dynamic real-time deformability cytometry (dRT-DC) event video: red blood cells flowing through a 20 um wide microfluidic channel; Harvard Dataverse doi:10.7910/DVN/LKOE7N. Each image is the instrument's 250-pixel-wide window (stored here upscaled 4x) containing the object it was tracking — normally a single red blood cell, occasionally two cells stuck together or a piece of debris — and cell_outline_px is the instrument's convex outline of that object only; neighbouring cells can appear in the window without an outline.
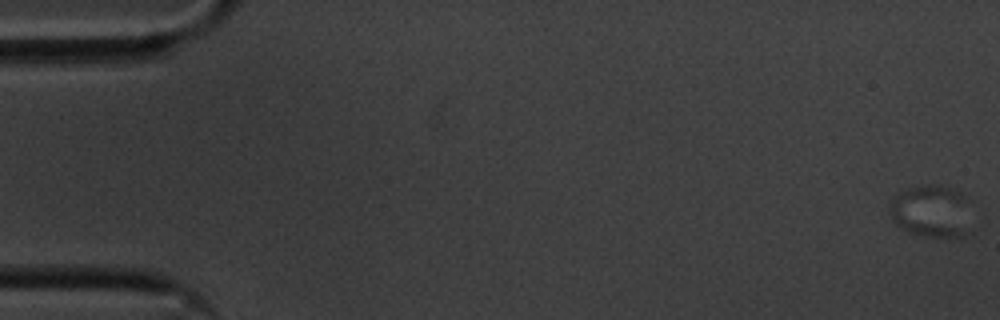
{"species": "common noctule bat (a hibernating species)", "species_latin": "Nyctalus noctula", "temperature_condition": "cold", "stored_images_in_passage": 56, "segment_of_instrument_passage": [1, 2], "camera_frame_rate_fps": 3000, "um_per_image_px": 0.085, "animal": {"sex": "male", "body_mass_g": 20.1, "forearm_length_mm": 53.5}, "frame": {"image": 1, "passage_image": 1, "time_ms": 0.0, "image_size_px": [1000, 320], "cell_outline_px": [[964, 232], [960, 236], [924, 236], [908, 232], [896, 224], [892, 220], [892, 200], [896, 196], [908, 188], [924, 184], [936, 184], [960, 192], [964, 196]], "centroid_in_image_um": [79.04, 17.93], "position_along_channel_um": 6.0, "area_um2": 23.35}}
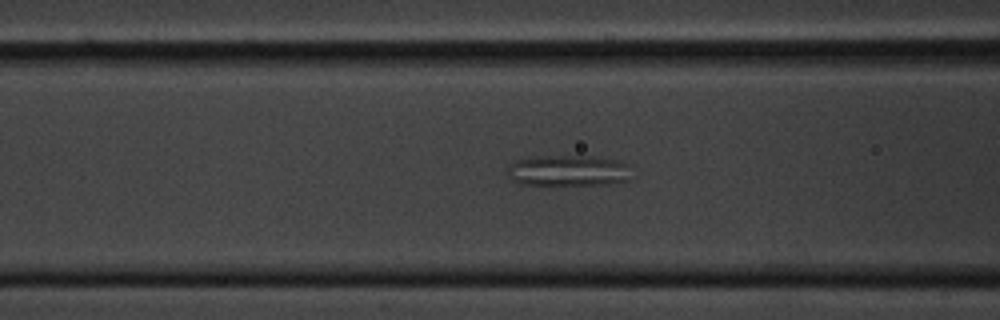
{"frame": {"image": 2, "passage_image": 24, "time_ms": 7.667, "image_size_px": [1000, 320], "cell_outline_px": [[632, 180], [616, 184], [520, 184], [512, 180], [508, 176], [508, 168], [516, 160], [536, 156], [592, 156], [616, 160], [632, 164]], "centroid_in_image_um": [48.42, 14.5], "position_along_channel_um": 118.2, "area_um2": 22.77}}
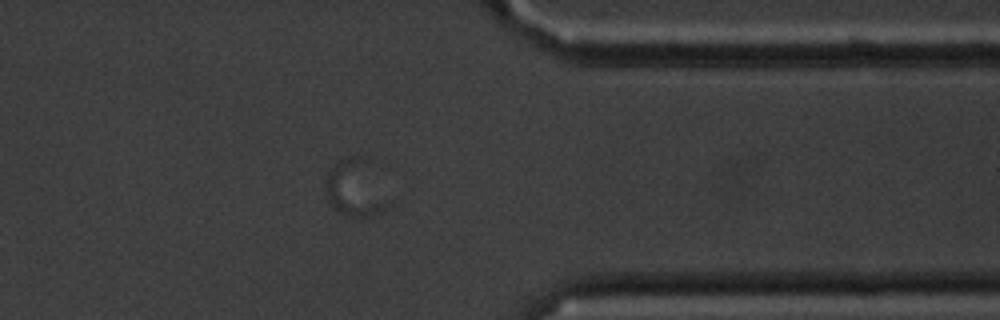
{"frame": {"image": 3, "passage_image": 48, "time_ms": 15.667, "image_size_px": [1000, 320], "cell_outline_px": [[384, 208], [380, 212], [364, 216], [344, 216], [332, 204], [328, 196], [324, 184], [328, 172], [340, 160], [352, 156], [360, 156], [384, 204]], "centroid_in_image_um": [29.99, 16.04], "position_along_channel_um": 381.4, "area_um2": 18.03}}